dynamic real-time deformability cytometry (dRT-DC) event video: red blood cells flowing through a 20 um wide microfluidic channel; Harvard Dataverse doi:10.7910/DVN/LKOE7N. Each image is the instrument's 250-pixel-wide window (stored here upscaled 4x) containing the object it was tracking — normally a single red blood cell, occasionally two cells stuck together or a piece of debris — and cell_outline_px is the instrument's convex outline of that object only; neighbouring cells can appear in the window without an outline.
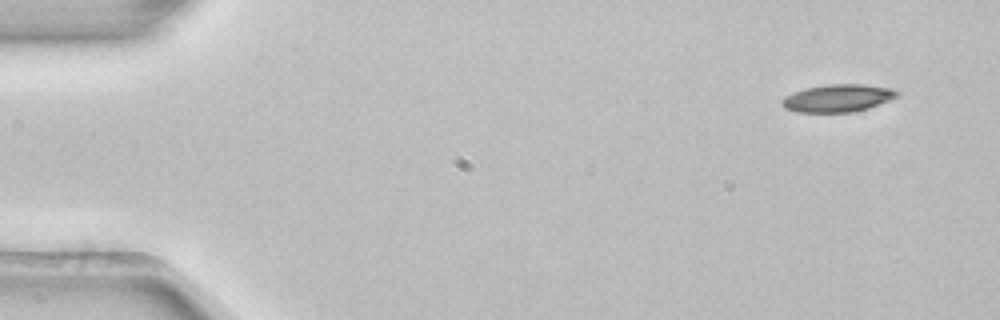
{"species": "common noctule bat (a hibernating species)", "species_latin": "Nyctalus noctula", "temperature_condition": "room temperature", "stored_images_in_passage": 4, "camera_frame_rate_fps": 3000, "um_per_image_px": 0.085, "animal": {"sex": "female", "body_mass_g": 22.7, "forearm_length_mm": 54.2}, "frame": {"image": 1, "passage_image": 1, "time_ms": 0.0, "image_size_px": [1000, 320], "cell_outline_px": [[900, 92], [896, 96], [888, 100], [868, 108], [852, 112], [796, 112], [784, 108], [780, 104], [780, 100], [784, 96], [808, 88], [828, 84], [864, 84], [892, 88]], "centroid_in_image_um": [71.18, 8.34], "position_along_channel_um": 13.8, "area_um2": 18.38}}
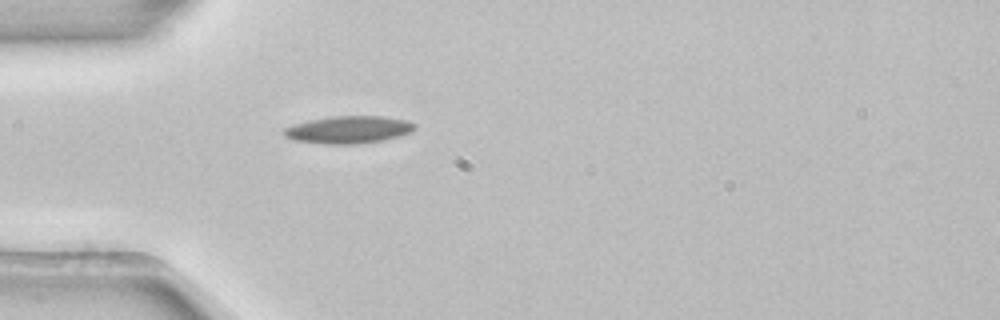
{"frame": {"image": 2, "passage_image": 4, "time_ms": 1.0, "image_size_px": [1000, 320], "cell_outline_px": [[416, 128], [400, 136], [384, 140], [356, 144], [328, 144], [292, 140], [284, 136], [284, 128], [292, 124], [308, 120], [332, 116], [384, 116], [408, 120], [416, 124]], "centroid_in_image_um": [29.62, 11.02], "position_along_channel_um": 55.4, "area_um2": 21.04}}